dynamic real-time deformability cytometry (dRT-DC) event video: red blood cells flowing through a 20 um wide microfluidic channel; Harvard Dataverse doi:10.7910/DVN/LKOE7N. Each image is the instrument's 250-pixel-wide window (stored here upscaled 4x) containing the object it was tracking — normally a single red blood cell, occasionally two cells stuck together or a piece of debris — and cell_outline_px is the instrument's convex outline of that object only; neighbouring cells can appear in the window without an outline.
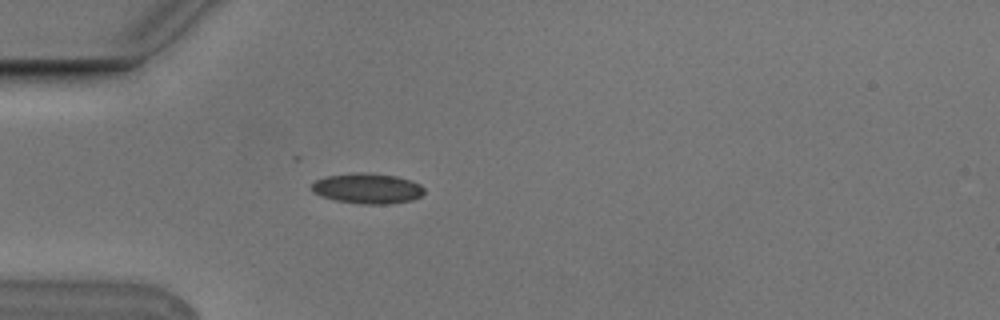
{"species": "Egyptian fruit bat (a non-hibernating species)", "species_latin": "Rousettus aegyptiacus", "temperature_condition": "cold", "stored_images_in_passage": 1, "camera_frame_rate_fps": 3000, "um_per_image_px": 0.085, "animal": {"sex": "male"}, "frame": {"image": 1, "passage_image": 1, "time_ms": 0.0, "image_size_px": [1000, 320], "cell_outline_px": [[424, 192], [420, 196], [412, 200], [384, 204], [360, 204], [336, 200], [320, 196], [312, 192], [312, 184], [316, 180], [328, 176], [356, 172], [364, 172], [396, 176], [420, 184], [424, 188]], "centroid_in_image_um": [31.21, 16.02], "position_along_channel_um": 53.8, "area_um2": 19.77}}